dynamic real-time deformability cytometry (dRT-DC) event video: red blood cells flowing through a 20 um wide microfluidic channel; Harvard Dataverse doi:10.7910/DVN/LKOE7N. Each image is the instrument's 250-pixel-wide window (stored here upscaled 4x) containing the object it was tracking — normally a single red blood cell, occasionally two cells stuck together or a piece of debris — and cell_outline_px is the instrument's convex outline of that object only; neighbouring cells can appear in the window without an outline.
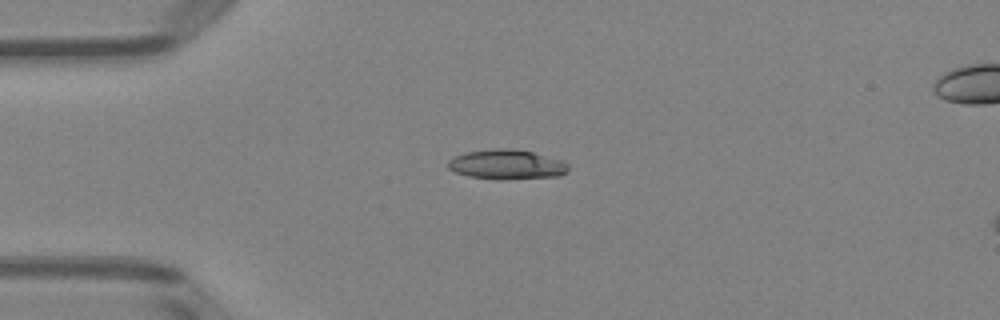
{"species": "Egyptian fruit bat (a non-hibernating species)", "species_latin": "Rousettus aegyptiacus", "temperature_condition": "room temperature", "stored_images_in_passage": 4, "camera_frame_rate_fps": 3000, "um_per_image_px": 0.085, "animal": {"sex": "female"}, "frame": {"image": 1, "passage_image": 2, "time_ms": 2.0, "image_size_px": [1000, 320], "cell_outline_px": [[568, 172], [560, 176], [504, 180], [496, 180], [468, 176], [456, 172], [448, 168], [448, 160], [452, 156], [464, 152], [492, 148], [512, 148], [532, 152], [560, 160], [568, 164]], "centroid_in_image_um": [43.04, 13.98], "position_along_channel_um": 42.0, "area_um2": 21.15}}
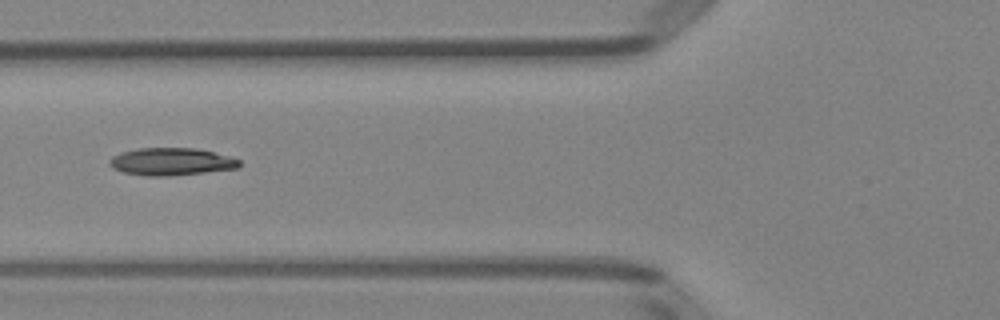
{"frame": {"image": 2, "passage_image": 4, "time_ms": 4.333, "image_size_px": [1000, 320], "cell_outline_px": [[240, 168], [168, 176], [144, 176], [124, 172], [112, 168], [108, 164], [108, 160], [112, 156], [120, 152], [140, 148], [196, 148], [228, 156], [240, 160]], "centroid_in_image_um": [14.52, 13.74], "position_along_channel_um": 111.3, "area_um2": 20.81}}